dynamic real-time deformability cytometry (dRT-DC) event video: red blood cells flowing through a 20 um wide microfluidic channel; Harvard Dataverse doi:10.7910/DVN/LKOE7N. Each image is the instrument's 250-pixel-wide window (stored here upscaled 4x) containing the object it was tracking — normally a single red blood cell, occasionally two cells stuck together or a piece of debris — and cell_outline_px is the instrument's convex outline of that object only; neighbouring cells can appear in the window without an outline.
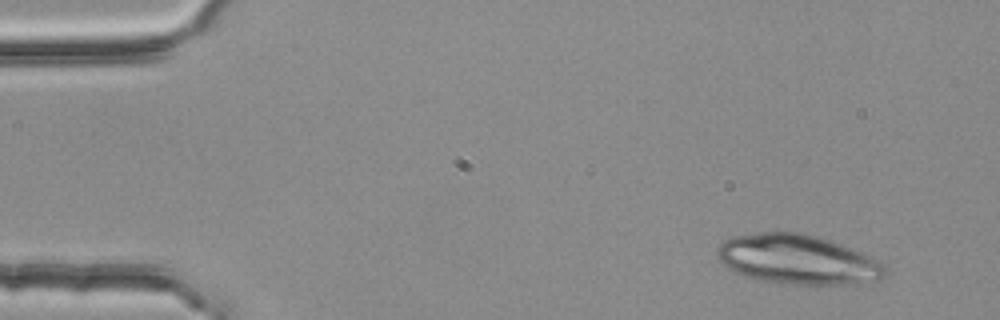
{"species": "common noctule bat (a hibernating species)", "species_latin": "Nyctalus noctula", "temperature_condition": "room temperature", "stored_images_in_passage": 4, "camera_frame_rate_fps": 3000, "um_per_image_px": 0.085, "animal": {"sex": "female", "body_mass_g": 25.1}, "frame": {"image": 1, "passage_image": 1, "time_ms": 0.0, "image_size_px": [1000, 320], "cell_outline_px": [[888, 276], [880, 280], [840, 284], [792, 284], [760, 280], [744, 276], [728, 268], [716, 256], [716, 252], [720, 244], [724, 240], [732, 236], [760, 232], [804, 232], [840, 244], [872, 256], [880, 260], [884, 264], [888, 272]], "centroid_in_image_um": [67.82, 22.05], "position_along_channel_um": 17.2, "area_um2": 48.61}}